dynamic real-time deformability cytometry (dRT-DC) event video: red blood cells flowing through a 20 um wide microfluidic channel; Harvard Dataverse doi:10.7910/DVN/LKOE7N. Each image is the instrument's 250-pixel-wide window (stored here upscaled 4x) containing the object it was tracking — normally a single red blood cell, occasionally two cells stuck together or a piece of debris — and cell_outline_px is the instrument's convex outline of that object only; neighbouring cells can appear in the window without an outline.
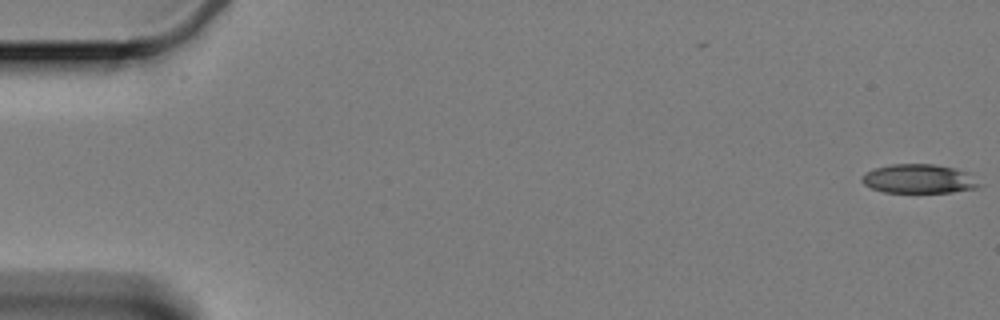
{"species": "Egyptian fruit bat (a non-hibernating species)", "species_latin": "Rousettus aegyptiacus", "temperature_condition": "cold", "stored_images_in_passage": 9, "camera_frame_rate_fps": 3000, "um_per_image_px": 0.085, "animal": {"sex": "female"}, "frame": {"image": 1, "passage_image": 1, "time_ms": 0.0, "image_size_px": [1000, 320], "cell_outline_px": [[976, 184], [972, 188], [952, 192], [884, 192], [872, 188], [864, 184], [860, 180], [860, 176], [876, 168], [892, 164], [932, 164], [956, 168], [968, 172]], "centroid_in_image_um": [78.01, 15.19], "position_along_channel_um": 7.0, "area_um2": 19.36}}